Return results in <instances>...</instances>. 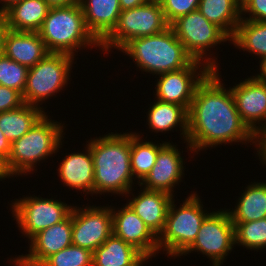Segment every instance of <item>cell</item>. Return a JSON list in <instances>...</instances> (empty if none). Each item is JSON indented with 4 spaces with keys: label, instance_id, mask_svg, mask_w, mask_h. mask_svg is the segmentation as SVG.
<instances>
[{
    "label": "cell",
    "instance_id": "obj_1",
    "mask_svg": "<svg viewBox=\"0 0 266 266\" xmlns=\"http://www.w3.org/2000/svg\"><path fill=\"white\" fill-rule=\"evenodd\" d=\"M218 69L211 71L197 86L188 110L186 146L198 152L207 147L252 142L258 146V137L242 121L231 89L220 81Z\"/></svg>",
    "mask_w": 266,
    "mask_h": 266
},
{
    "label": "cell",
    "instance_id": "obj_2",
    "mask_svg": "<svg viewBox=\"0 0 266 266\" xmlns=\"http://www.w3.org/2000/svg\"><path fill=\"white\" fill-rule=\"evenodd\" d=\"M94 165V194H131V133H108L90 140Z\"/></svg>",
    "mask_w": 266,
    "mask_h": 266
},
{
    "label": "cell",
    "instance_id": "obj_3",
    "mask_svg": "<svg viewBox=\"0 0 266 266\" xmlns=\"http://www.w3.org/2000/svg\"><path fill=\"white\" fill-rule=\"evenodd\" d=\"M120 51L152 75L180 70L194 61L171 26L158 34L132 39Z\"/></svg>",
    "mask_w": 266,
    "mask_h": 266
},
{
    "label": "cell",
    "instance_id": "obj_4",
    "mask_svg": "<svg viewBox=\"0 0 266 266\" xmlns=\"http://www.w3.org/2000/svg\"><path fill=\"white\" fill-rule=\"evenodd\" d=\"M38 32L50 53L75 56L74 52H78L79 48L98 46L100 49L101 45L87 29L79 2L68 6L50 7Z\"/></svg>",
    "mask_w": 266,
    "mask_h": 266
},
{
    "label": "cell",
    "instance_id": "obj_5",
    "mask_svg": "<svg viewBox=\"0 0 266 266\" xmlns=\"http://www.w3.org/2000/svg\"><path fill=\"white\" fill-rule=\"evenodd\" d=\"M48 117L45 113L26 134L11 143V152L5 162L11 177L28 174L38 161L61 148L64 127Z\"/></svg>",
    "mask_w": 266,
    "mask_h": 266
},
{
    "label": "cell",
    "instance_id": "obj_6",
    "mask_svg": "<svg viewBox=\"0 0 266 266\" xmlns=\"http://www.w3.org/2000/svg\"><path fill=\"white\" fill-rule=\"evenodd\" d=\"M172 199L165 226L158 237L159 250L174 258L180 256L196 239L204 219L210 214L203 210V204L193 192L178 209ZM206 212V213H205Z\"/></svg>",
    "mask_w": 266,
    "mask_h": 266
},
{
    "label": "cell",
    "instance_id": "obj_7",
    "mask_svg": "<svg viewBox=\"0 0 266 266\" xmlns=\"http://www.w3.org/2000/svg\"><path fill=\"white\" fill-rule=\"evenodd\" d=\"M162 6L147 2L138 7L121 11L116 27L101 42L102 51L112 47L121 50L130 40L158 34L168 28Z\"/></svg>",
    "mask_w": 266,
    "mask_h": 266
},
{
    "label": "cell",
    "instance_id": "obj_8",
    "mask_svg": "<svg viewBox=\"0 0 266 266\" xmlns=\"http://www.w3.org/2000/svg\"><path fill=\"white\" fill-rule=\"evenodd\" d=\"M170 26L194 60L203 61L212 71L218 69L215 59L207 57V51L221 42H230V37L220 27L208 21L199 10L179 17Z\"/></svg>",
    "mask_w": 266,
    "mask_h": 266
},
{
    "label": "cell",
    "instance_id": "obj_9",
    "mask_svg": "<svg viewBox=\"0 0 266 266\" xmlns=\"http://www.w3.org/2000/svg\"><path fill=\"white\" fill-rule=\"evenodd\" d=\"M74 56L64 53H49L27 74L26 87L23 92L25 104L37 106L41 101L57 94L68 83Z\"/></svg>",
    "mask_w": 266,
    "mask_h": 266
},
{
    "label": "cell",
    "instance_id": "obj_10",
    "mask_svg": "<svg viewBox=\"0 0 266 266\" xmlns=\"http://www.w3.org/2000/svg\"><path fill=\"white\" fill-rule=\"evenodd\" d=\"M235 245L234 225L227 210L211 212L202 222L194 242L180 255L199 251L221 266Z\"/></svg>",
    "mask_w": 266,
    "mask_h": 266
},
{
    "label": "cell",
    "instance_id": "obj_11",
    "mask_svg": "<svg viewBox=\"0 0 266 266\" xmlns=\"http://www.w3.org/2000/svg\"><path fill=\"white\" fill-rule=\"evenodd\" d=\"M12 214L21 233L30 240L41 230L63 221L71 212L72 205L57 199L24 196L12 203Z\"/></svg>",
    "mask_w": 266,
    "mask_h": 266
},
{
    "label": "cell",
    "instance_id": "obj_12",
    "mask_svg": "<svg viewBox=\"0 0 266 266\" xmlns=\"http://www.w3.org/2000/svg\"><path fill=\"white\" fill-rule=\"evenodd\" d=\"M211 71L205 63L194 60L185 68L160 74L155 85L156 99L178 104L188 111L197 86Z\"/></svg>",
    "mask_w": 266,
    "mask_h": 266
},
{
    "label": "cell",
    "instance_id": "obj_13",
    "mask_svg": "<svg viewBox=\"0 0 266 266\" xmlns=\"http://www.w3.org/2000/svg\"><path fill=\"white\" fill-rule=\"evenodd\" d=\"M113 233L110 207H72V244L94 252Z\"/></svg>",
    "mask_w": 266,
    "mask_h": 266
},
{
    "label": "cell",
    "instance_id": "obj_14",
    "mask_svg": "<svg viewBox=\"0 0 266 266\" xmlns=\"http://www.w3.org/2000/svg\"><path fill=\"white\" fill-rule=\"evenodd\" d=\"M235 85L229 88L238 113L242 121L258 137L266 130V82L255 75Z\"/></svg>",
    "mask_w": 266,
    "mask_h": 266
},
{
    "label": "cell",
    "instance_id": "obj_15",
    "mask_svg": "<svg viewBox=\"0 0 266 266\" xmlns=\"http://www.w3.org/2000/svg\"><path fill=\"white\" fill-rule=\"evenodd\" d=\"M30 241L29 253L13 258L14 266H39L52 254L72 245V210L63 221L41 230Z\"/></svg>",
    "mask_w": 266,
    "mask_h": 266
},
{
    "label": "cell",
    "instance_id": "obj_16",
    "mask_svg": "<svg viewBox=\"0 0 266 266\" xmlns=\"http://www.w3.org/2000/svg\"><path fill=\"white\" fill-rule=\"evenodd\" d=\"M112 208L113 234L137 249L147 260L155 257L159 253L158 238L143 220L127 204L118 211Z\"/></svg>",
    "mask_w": 266,
    "mask_h": 266
},
{
    "label": "cell",
    "instance_id": "obj_17",
    "mask_svg": "<svg viewBox=\"0 0 266 266\" xmlns=\"http://www.w3.org/2000/svg\"><path fill=\"white\" fill-rule=\"evenodd\" d=\"M176 146L169 141L158 151L155 164L139 183L141 188L163 191L174 196L173 187L181 182L184 175V159L180 156L181 152Z\"/></svg>",
    "mask_w": 266,
    "mask_h": 266
},
{
    "label": "cell",
    "instance_id": "obj_18",
    "mask_svg": "<svg viewBox=\"0 0 266 266\" xmlns=\"http://www.w3.org/2000/svg\"><path fill=\"white\" fill-rule=\"evenodd\" d=\"M141 191L138 196H133L127 205L158 238L164 229L168 209L174 196L163 191L144 188Z\"/></svg>",
    "mask_w": 266,
    "mask_h": 266
},
{
    "label": "cell",
    "instance_id": "obj_19",
    "mask_svg": "<svg viewBox=\"0 0 266 266\" xmlns=\"http://www.w3.org/2000/svg\"><path fill=\"white\" fill-rule=\"evenodd\" d=\"M3 53L13 61L30 68L44 59L50 52L39 32L8 29L4 39Z\"/></svg>",
    "mask_w": 266,
    "mask_h": 266
},
{
    "label": "cell",
    "instance_id": "obj_20",
    "mask_svg": "<svg viewBox=\"0 0 266 266\" xmlns=\"http://www.w3.org/2000/svg\"><path fill=\"white\" fill-rule=\"evenodd\" d=\"M85 153H71L64 157L58 168L59 177L64 186L82 190L86 194L94 193V165L90 150V141L87 142Z\"/></svg>",
    "mask_w": 266,
    "mask_h": 266
},
{
    "label": "cell",
    "instance_id": "obj_21",
    "mask_svg": "<svg viewBox=\"0 0 266 266\" xmlns=\"http://www.w3.org/2000/svg\"><path fill=\"white\" fill-rule=\"evenodd\" d=\"M87 29L101 43L116 27L121 7L119 0H79Z\"/></svg>",
    "mask_w": 266,
    "mask_h": 266
},
{
    "label": "cell",
    "instance_id": "obj_22",
    "mask_svg": "<svg viewBox=\"0 0 266 266\" xmlns=\"http://www.w3.org/2000/svg\"><path fill=\"white\" fill-rule=\"evenodd\" d=\"M146 260L137 249L112 233L93 252L92 266H143Z\"/></svg>",
    "mask_w": 266,
    "mask_h": 266
},
{
    "label": "cell",
    "instance_id": "obj_23",
    "mask_svg": "<svg viewBox=\"0 0 266 266\" xmlns=\"http://www.w3.org/2000/svg\"><path fill=\"white\" fill-rule=\"evenodd\" d=\"M49 9L50 6L45 0H22L4 13L8 29L38 32Z\"/></svg>",
    "mask_w": 266,
    "mask_h": 266
},
{
    "label": "cell",
    "instance_id": "obj_24",
    "mask_svg": "<svg viewBox=\"0 0 266 266\" xmlns=\"http://www.w3.org/2000/svg\"><path fill=\"white\" fill-rule=\"evenodd\" d=\"M228 213L234 226L239 222L266 218V181L248 185L239 197L235 209H229Z\"/></svg>",
    "mask_w": 266,
    "mask_h": 266
},
{
    "label": "cell",
    "instance_id": "obj_25",
    "mask_svg": "<svg viewBox=\"0 0 266 266\" xmlns=\"http://www.w3.org/2000/svg\"><path fill=\"white\" fill-rule=\"evenodd\" d=\"M148 111V126L155 132H167L179 126L184 143L188 135V111L178 104L155 100Z\"/></svg>",
    "mask_w": 266,
    "mask_h": 266
},
{
    "label": "cell",
    "instance_id": "obj_26",
    "mask_svg": "<svg viewBox=\"0 0 266 266\" xmlns=\"http://www.w3.org/2000/svg\"><path fill=\"white\" fill-rule=\"evenodd\" d=\"M198 10L230 38L241 20L240 0H200Z\"/></svg>",
    "mask_w": 266,
    "mask_h": 266
},
{
    "label": "cell",
    "instance_id": "obj_27",
    "mask_svg": "<svg viewBox=\"0 0 266 266\" xmlns=\"http://www.w3.org/2000/svg\"><path fill=\"white\" fill-rule=\"evenodd\" d=\"M43 107L23 104L21 107L0 113V129L12 143L26 134L45 114Z\"/></svg>",
    "mask_w": 266,
    "mask_h": 266
},
{
    "label": "cell",
    "instance_id": "obj_28",
    "mask_svg": "<svg viewBox=\"0 0 266 266\" xmlns=\"http://www.w3.org/2000/svg\"><path fill=\"white\" fill-rule=\"evenodd\" d=\"M230 41L238 49L259 56L262 61L266 57V22L241 19Z\"/></svg>",
    "mask_w": 266,
    "mask_h": 266
},
{
    "label": "cell",
    "instance_id": "obj_29",
    "mask_svg": "<svg viewBox=\"0 0 266 266\" xmlns=\"http://www.w3.org/2000/svg\"><path fill=\"white\" fill-rule=\"evenodd\" d=\"M138 133H131L130 164L134 181L138 178L140 183L150 172L157 159L158 151L167 143L156 144L152 141H142ZM137 177V178H136Z\"/></svg>",
    "mask_w": 266,
    "mask_h": 266
},
{
    "label": "cell",
    "instance_id": "obj_30",
    "mask_svg": "<svg viewBox=\"0 0 266 266\" xmlns=\"http://www.w3.org/2000/svg\"><path fill=\"white\" fill-rule=\"evenodd\" d=\"M235 245L250 250L266 248V218L250 222H239L234 226Z\"/></svg>",
    "mask_w": 266,
    "mask_h": 266
},
{
    "label": "cell",
    "instance_id": "obj_31",
    "mask_svg": "<svg viewBox=\"0 0 266 266\" xmlns=\"http://www.w3.org/2000/svg\"><path fill=\"white\" fill-rule=\"evenodd\" d=\"M29 68L0 54V85L14 89L23 95Z\"/></svg>",
    "mask_w": 266,
    "mask_h": 266
},
{
    "label": "cell",
    "instance_id": "obj_32",
    "mask_svg": "<svg viewBox=\"0 0 266 266\" xmlns=\"http://www.w3.org/2000/svg\"><path fill=\"white\" fill-rule=\"evenodd\" d=\"M93 252L70 245L46 258L39 266H92Z\"/></svg>",
    "mask_w": 266,
    "mask_h": 266
},
{
    "label": "cell",
    "instance_id": "obj_33",
    "mask_svg": "<svg viewBox=\"0 0 266 266\" xmlns=\"http://www.w3.org/2000/svg\"><path fill=\"white\" fill-rule=\"evenodd\" d=\"M200 0H165L162 3V10L165 19L171 25L179 17L198 10Z\"/></svg>",
    "mask_w": 266,
    "mask_h": 266
},
{
    "label": "cell",
    "instance_id": "obj_34",
    "mask_svg": "<svg viewBox=\"0 0 266 266\" xmlns=\"http://www.w3.org/2000/svg\"><path fill=\"white\" fill-rule=\"evenodd\" d=\"M241 19L266 22V0H240ZM249 13L248 17H242Z\"/></svg>",
    "mask_w": 266,
    "mask_h": 266
},
{
    "label": "cell",
    "instance_id": "obj_35",
    "mask_svg": "<svg viewBox=\"0 0 266 266\" xmlns=\"http://www.w3.org/2000/svg\"><path fill=\"white\" fill-rule=\"evenodd\" d=\"M24 103L20 92L0 85V113L21 107Z\"/></svg>",
    "mask_w": 266,
    "mask_h": 266
},
{
    "label": "cell",
    "instance_id": "obj_36",
    "mask_svg": "<svg viewBox=\"0 0 266 266\" xmlns=\"http://www.w3.org/2000/svg\"><path fill=\"white\" fill-rule=\"evenodd\" d=\"M11 152V142L0 129V157L6 162Z\"/></svg>",
    "mask_w": 266,
    "mask_h": 266
},
{
    "label": "cell",
    "instance_id": "obj_37",
    "mask_svg": "<svg viewBox=\"0 0 266 266\" xmlns=\"http://www.w3.org/2000/svg\"><path fill=\"white\" fill-rule=\"evenodd\" d=\"M256 148L262 164H266V130L258 136V146Z\"/></svg>",
    "mask_w": 266,
    "mask_h": 266
},
{
    "label": "cell",
    "instance_id": "obj_38",
    "mask_svg": "<svg viewBox=\"0 0 266 266\" xmlns=\"http://www.w3.org/2000/svg\"><path fill=\"white\" fill-rule=\"evenodd\" d=\"M7 31L8 26L6 17L4 14L0 13V54H2L4 50V39Z\"/></svg>",
    "mask_w": 266,
    "mask_h": 266
},
{
    "label": "cell",
    "instance_id": "obj_39",
    "mask_svg": "<svg viewBox=\"0 0 266 266\" xmlns=\"http://www.w3.org/2000/svg\"><path fill=\"white\" fill-rule=\"evenodd\" d=\"M119 2H120L121 11H123L143 5L149 2V0H119Z\"/></svg>",
    "mask_w": 266,
    "mask_h": 266
},
{
    "label": "cell",
    "instance_id": "obj_40",
    "mask_svg": "<svg viewBox=\"0 0 266 266\" xmlns=\"http://www.w3.org/2000/svg\"><path fill=\"white\" fill-rule=\"evenodd\" d=\"M50 7H60L76 4L79 0H45Z\"/></svg>",
    "mask_w": 266,
    "mask_h": 266
},
{
    "label": "cell",
    "instance_id": "obj_41",
    "mask_svg": "<svg viewBox=\"0 0 266 266\" xmlns=\"http://www.w3.org/2000/svg\"><path fill=\"white\" fill-rule=\"evenodd\" d=\"M22 0H0L2 6L0 7V13L4 14L9 8Z\"/></svg>",
    "mask_w": 266,
    "mask_h": 266
},
{
    "label": "cell",
    "instance_id": "obj_42",
    "mask_svg": "<svg viewBox=\"0 0 266 266\" xmlns=\"http://www.w3.org/2000/svg\"><path fill=\"white\" fill-rule=\"evenodd\" d=\"M11 175L9 174L5 161L0 157V180L9 178Z\"/></svg>",
    "mask_w": 266,
    "mask_h": 266
},
{
    "label": "cell",
    "instance_id": "obj_43",
    "mask_svg": "<svg viewBox=\"0 0 266 266\" xmlns=\"http://www.w3.org/2000/svg\"><path fill=\"white\" fill-rule=\"evenodd\" d=\"M259 66H260V71L261 72L259 74H257L256 76L260 80L266 82V57L261 61Z\"/></svg>",
    "mask_w": 266,
    "mask_h": 266
},
{
    "label": "cell",
    "instance_id": "obj_44",
    "mask_svg": "<svg viewBox=\"0 0 266 266\" xmlns=\"http://www.w3.org/2000/svg\"><path fill=\"white\" fill-rule=\"evenodd\" d=\"M164 1H165V0H149V2L156 3V4H160V5H162V3H163Z\"/></svg>",
    "mask_w": 266,
    "mask_h": 266
}]
</instances>
